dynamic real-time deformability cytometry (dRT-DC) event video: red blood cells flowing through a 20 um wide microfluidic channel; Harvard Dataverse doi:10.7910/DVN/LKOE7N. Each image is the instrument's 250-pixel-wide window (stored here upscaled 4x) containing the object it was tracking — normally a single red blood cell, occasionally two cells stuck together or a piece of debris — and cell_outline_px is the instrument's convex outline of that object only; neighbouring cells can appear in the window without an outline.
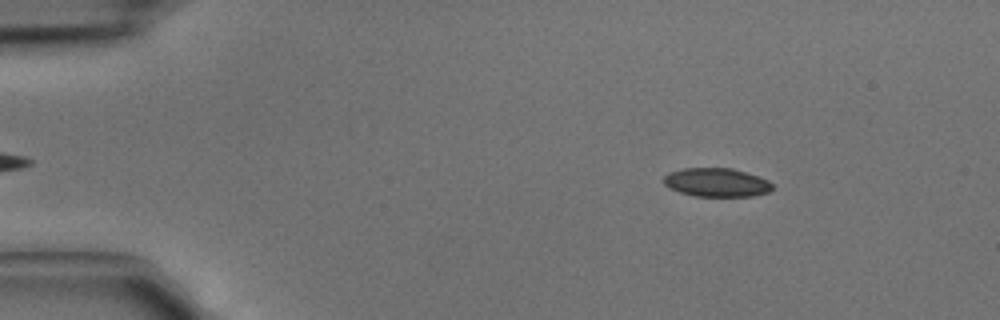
{"species": "common noctule bat (a hibernating species)", "species_latin": "Nyctalus noctula", "temperature_condition": "cold", "stored_images_in_passage": 4, "camera_frame_rate_fps": 3000, "um_per_image_px": 0.085, "animal": {"sex": "male", "body_mass_g": 15.6}, "frame": {"image": 1, "passage_image": 1, "time_ms": 0.0, "image_size_px": [1000, 320], "cell_outline_px": [[772, 188], [768, 192], [752, 196], [696, 196], [680, 192], [668, 188], [664, 184], [664, 176], [668, 172], [684, 168], [732, 168], [768, 180], [772, 184]], "centroid_in_image_um": [60.87, 15.5], "position_along_channel_um": 24.1, "area_um2": 18.03}}
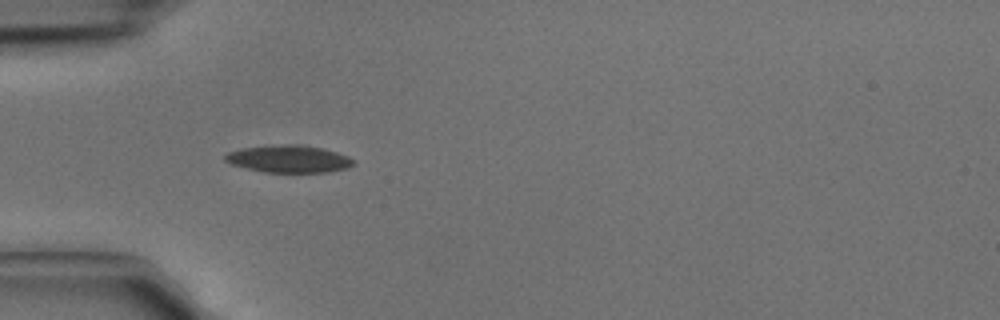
{"frame": {"image": 2, "passage_image": 3, "time_ms": 0.667, "image_size_px": [1000, 320], "cell_outline_px": [[356, 164], [348, 168], [328, 172], [264, 172], [232, 164], [224, 160], [224, 156], [228, 152], [240, 148], [272, 144], [304, 144], [336, 152], [348, 156], [356, 160]], "centroid_in_image_um": [24.57, 13.49], "position_along_channel_um": 60.4, "area_um2": 20.69}}